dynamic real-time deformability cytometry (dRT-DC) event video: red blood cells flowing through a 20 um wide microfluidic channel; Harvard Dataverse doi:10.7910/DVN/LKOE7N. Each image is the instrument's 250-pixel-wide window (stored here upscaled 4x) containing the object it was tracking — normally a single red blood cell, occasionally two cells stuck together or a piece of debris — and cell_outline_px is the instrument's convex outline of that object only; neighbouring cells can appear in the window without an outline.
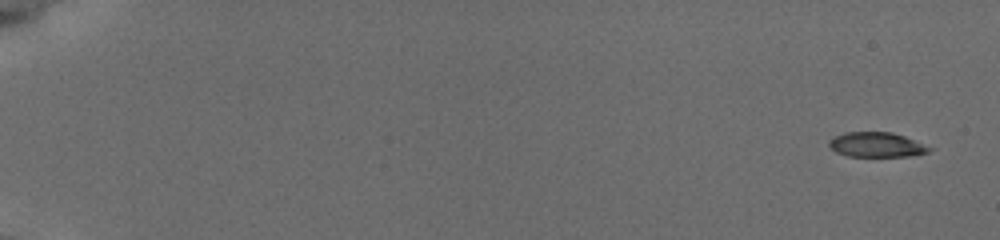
{"species": "common noctule bat (a hibernating species)", "species_latin": "Nyctalus noctula", "temperature_condition": "cold", "stored_images_in_passage": 10, "camera_frame_rate_fps": 3000, "um_per_image_px": 0.085, "animal": {"sex": "female", "body_mass_g": 19.5, "forearm_length_mm": 54.1}, "frame": {"image": 1, "passage_image": 1, "time_ms": 0.0, "image_size_px": [1000, 240], "cell_outline_px": [[932, 148], [928, 152], [908, 156], [848, 156], [836, 152], [828, 144], [828, 140], [832, 136], [844, 132], [892, 132], [904, 136]], "centroid_in_image_um": [74.44, 12.29], "position_along_channel_um": 10.6, "area_um2": 14.39}}
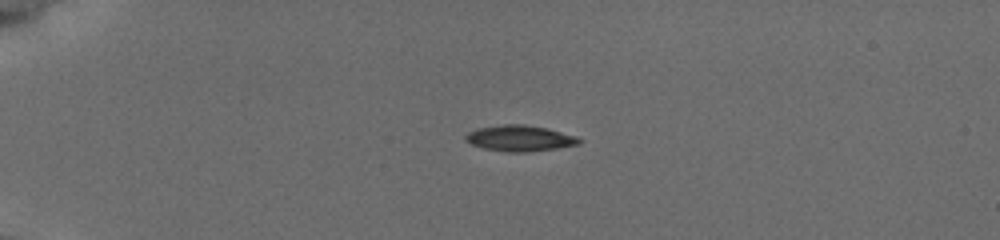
{"frame": {"image": 2, "passage_image": 6, "time_ms": 4.333, "image_size_px": [1000, 240], "cell_outline_px": [[580, 144], [556, 148], [524, 152], [508, 152], [484, 148], [472, 144], [464, 140], [464, 136], [468, 132], [476, 128], [504, 124], [524, 124], [548, 128], [576, 136], [580, 140]], "centroid_in_image_um": [44.15, 11.74], "position_along_channel_um": 40.8, "area_um2": 17.11}}
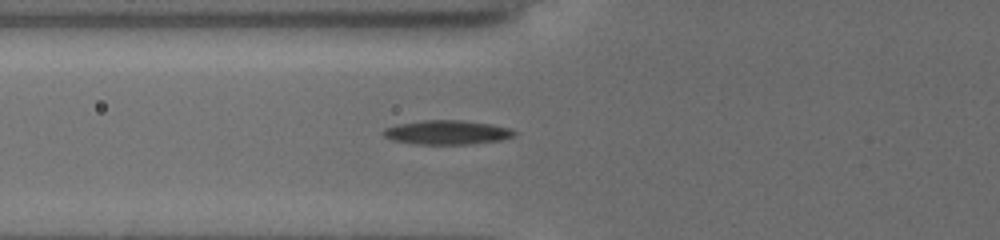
{"frame": {"image": 3, "passage_image": 10, "time_ms": 7.0, "image_size_px": [1000, 240], "cell_outline_px": [[516, 132], [512, 136], [500, 140], [468, 144], [416, 144], [392, 140], [384, 136], [380, 132], [384, 128], [396, 124], [424, 120], [464, 120], [492, 124], [508, 128]], "centroid_in_image_um": [37.93, 11.24], "position_along_channel_um": 87.9, "area_um2": 18.44}}